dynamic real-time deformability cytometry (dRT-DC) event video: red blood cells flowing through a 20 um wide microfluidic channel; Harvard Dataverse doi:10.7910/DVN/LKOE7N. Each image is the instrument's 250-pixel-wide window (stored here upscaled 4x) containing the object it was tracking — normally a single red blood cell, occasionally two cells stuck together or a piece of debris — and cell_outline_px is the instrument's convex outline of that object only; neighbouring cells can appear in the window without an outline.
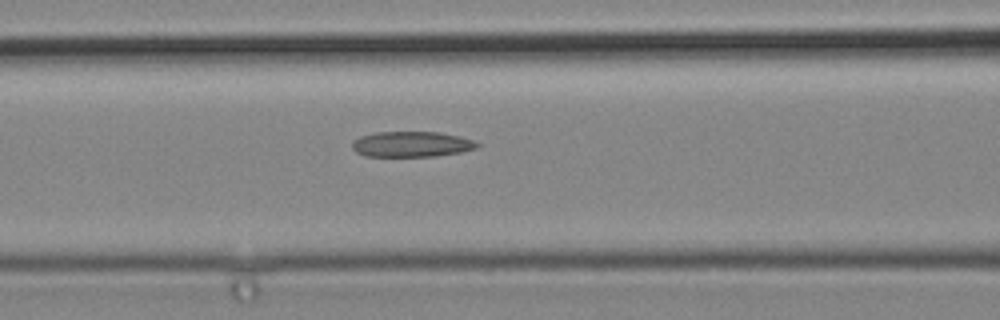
{"species": "common noctule bat (a hibernating species)", "species_latin": "Nyctalus noctula", "temperature_condition": "cold", "stored_images_in_passage": 3, "camera_frame_rate_fps": 3000, "um_per_image_px": 0.085, "animal": {"sex": "male", "body_mass_g": 19.2, "forearm_length_mm": 51.8}, "frame": {"image": 1, "passage_image": 3, "time_ms": 0.667, "image_size_px": [1000, 320], "cell_outline_px": [[480, 144], [476, 148], [460, 152], [436, 156], [364, 156], [356, 152], [352, 148], [352, 140], [360, 136], [376, 132], [440, 132], [460, 136], [472, 140]], "centroid_in_image_um": [34.95, 12.25], "position_along_channel_um": 131.6, "area_um2": 18.61}}